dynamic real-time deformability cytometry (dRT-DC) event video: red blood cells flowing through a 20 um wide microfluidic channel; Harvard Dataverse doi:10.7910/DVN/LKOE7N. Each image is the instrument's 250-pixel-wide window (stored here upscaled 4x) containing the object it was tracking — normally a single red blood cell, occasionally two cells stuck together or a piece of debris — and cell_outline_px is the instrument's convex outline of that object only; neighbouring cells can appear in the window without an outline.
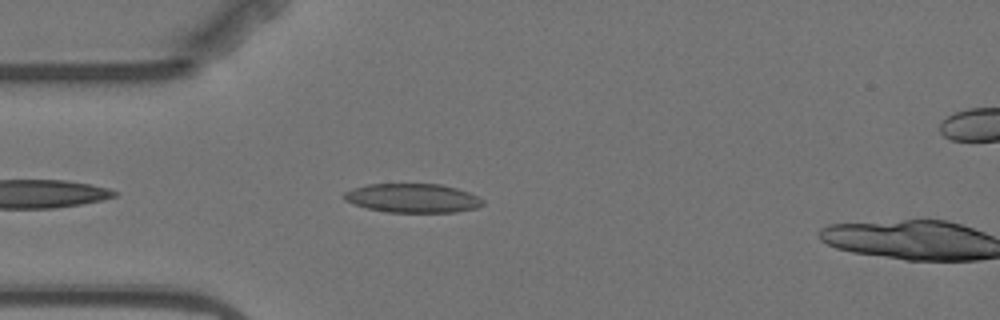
{"species": "Egyptian fruit bat (a non-hibernating species)", "species_latin": "Rousettus aegyptiacus", "temperature_condition": "warm", "stored_images_in_passage": 3, "camera_frame_rate_fps": 3000, "um_per_image_px": 0.085, "animal": {"sex": "female"}, "frame": {"image": 1, "passage_image": 2, "time_ms": 1.333, "image_size_px": [1000, 320], "cell_outline_px": [[484, 204], [476, 208], [456, 212], [388, 212], [368, 208], [344, 200], [344, 192], [352, 188], [368, 184], [440, 184], [456, 188], [468, 192], [484, 200]], "centroid_in_image_um": [35.08, 16.84], "position_along_channel_um": 49.9, "area_um2": 23.29}}